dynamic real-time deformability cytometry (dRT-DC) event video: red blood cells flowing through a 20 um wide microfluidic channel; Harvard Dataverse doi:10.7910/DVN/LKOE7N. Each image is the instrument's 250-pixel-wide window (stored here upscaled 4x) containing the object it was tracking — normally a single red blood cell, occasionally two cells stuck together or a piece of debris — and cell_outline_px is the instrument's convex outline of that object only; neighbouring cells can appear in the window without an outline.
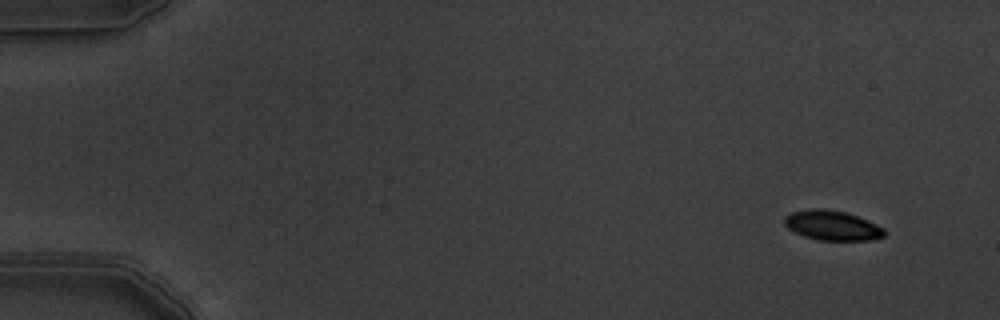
{"species": "common noctule bat (a hibernating species)", "species_latin": "Nyctalus noctula", "temperature_condition": "warm", "stored_images_in_passage": 5, "camera_frame_rate_fps": 3000, "um_per_image_px": 0.085, "animal": {"sex": "male", "body_mass_g": 19.5, "forearm_length_mm": 54.6}, "frame": {"image": 1, "passage_image": 1, "time_ms": 0.0, "image_size_px": [1000, 320], "cell_outline_px": [[884, 236], [868, 240], [816, 240], [804, 236], [788, 228], [784, 224], [784, 216], [792, 212], [808, 208], [824, 208], [844, 212], [856, 216], [876, 224], [884, 228]], "centroid_in_image_um": [70.69, 19.15], "position_along_channel_um": 14.3, "area_um2": 17.22}}
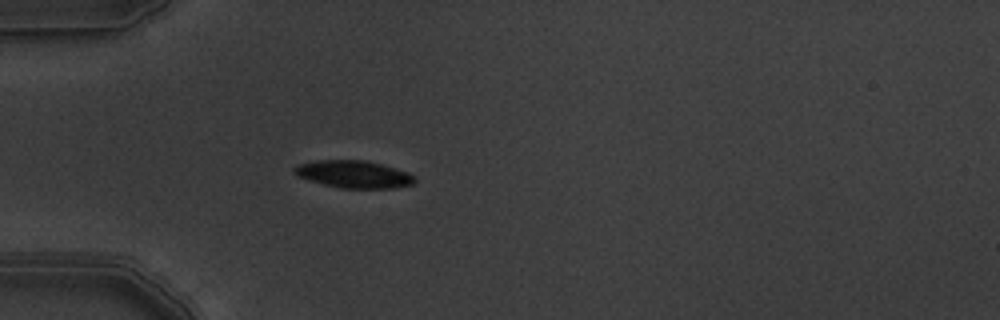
{"frame": {"image": 2, "passage_image": 5, "time_ms": 1.333, "image_size_px": [1000, 320], "cell_outline_px": [[416, 180], [412, 184], [396, 188], [340, 188], [308, 180], [292, 172], [292, 168], [300, 164], [316, 160], [364, 160], [380, 164], [408, 172]], "centroid_in_image_um": [30.05, 14.81], "position_along_channel_um": 55.0, "area_um2": 19.02}}